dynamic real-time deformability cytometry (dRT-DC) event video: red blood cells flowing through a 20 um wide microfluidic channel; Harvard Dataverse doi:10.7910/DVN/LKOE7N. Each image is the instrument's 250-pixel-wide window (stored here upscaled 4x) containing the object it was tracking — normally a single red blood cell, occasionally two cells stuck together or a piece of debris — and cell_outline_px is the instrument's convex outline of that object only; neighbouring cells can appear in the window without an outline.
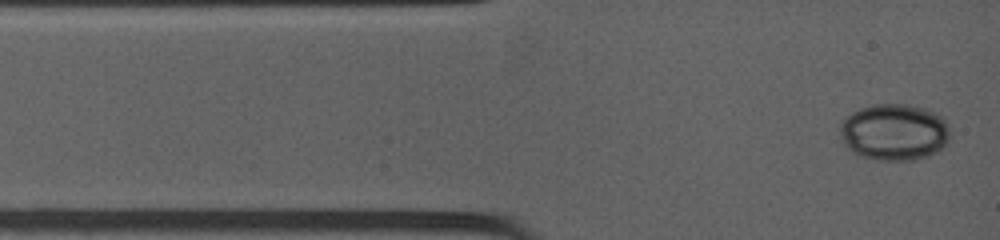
{"species": "common noctule bat (a hibernating species)", "species_latin": "Nyctalus noctula", "temperature_condition": "warm", "stored_images_in_passage": 8, "camera_frame_rate_fps": 4500, "um_per_image_px": 0.085, "animal": {"sex": "female", "body_mass_g": 19.0, "forearm_length_mm": 53.3}, "frame": {"image": 1, "passage_image": 1, "time_ms": 0.0, "image_size_px": [1000, 240], "cell_outline_px": [[948, 144], [944, 148], [928, 156], [912, 160], [884, 160], [864, 156], [848, 148], [840, 140], [840, 128], [844, 120], [852, 112], [860, 108], [872, 104], [904, 104], [924, 108], [940, 116], [944, 124]], "centroid_in_image_um": [75.97, 11.23], "position_along_channel_um": 9.0, "area_um2": 35.66}}
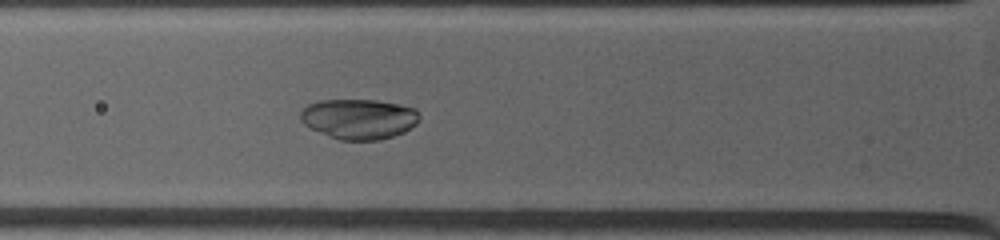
{"frame": {"image": 2, "passage_image": 8, "time_ms": 3.111, "image_size_px": [1000, 240], "cell_outline_px": [[420, 116], [416, 124], [404, 132], [380, 140], [340, 140], [320, 132], [304, 124], [300, 120], [300, 112], [308, 104], [320, 100], [376, 100], [416, 108]], "centroid_in_image_um": [30.51, 10.1], "position_along_channel_um": 95.3, "area_um2": 27.74}}